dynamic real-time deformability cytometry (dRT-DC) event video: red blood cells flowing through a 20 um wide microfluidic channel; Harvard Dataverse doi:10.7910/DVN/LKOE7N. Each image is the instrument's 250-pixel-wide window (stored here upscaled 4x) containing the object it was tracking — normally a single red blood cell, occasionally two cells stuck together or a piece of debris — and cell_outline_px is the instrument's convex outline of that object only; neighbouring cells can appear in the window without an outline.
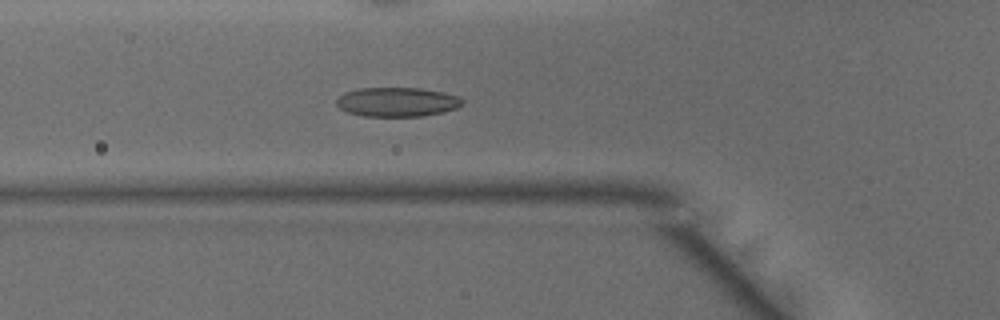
{"species": "common noctule bat (a hibernating species)", "species_latin": "Nyctalus noctula", "temperature_condition": "warm", "stored_images_in_passage": 46, "camera_frame_rate_fps": 3000, "um_per_image_px": 0.085, "animal": {"sex": "male", "body_mass_g": 15.6}, "frame": {"image": 1, "passage_image": 14, "time_ms": 4.333, "image_size_px": [1000, 320], "cell_outline_px": [[464, 104], [456, 108], [444, 112], [420, 116], [364, 116], [348, 112], [340, 108], [336, 104], [336, 100], [344, 92], [360, 88], [420, 88], [444, 92], [460, 96], [464, 100]], "centroid_in_image_um": [33.79, 8.66], "position_along_channel_um": 92.0, "area_um2": 21.56}}
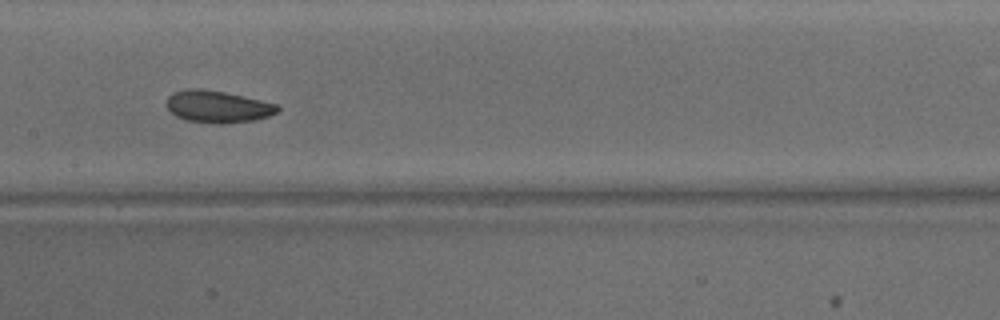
{"frame": {"image": 2, "passage_image": 21, "time_ms": 6.667, "image_size_px": [1000, 320], "cell_outline_px": [[280, 108], [276, 112], [268, 116], [252, 120], [224, 124], [216, 124], [184, 120], [176, 116], [168, 108], [168, 96], [172, 92], [188, 88], [200, 88], [224, 92], [276, 104]], "centroid_in_image_um": [18.46, 9.07], "position_along_channel_um": 188.9, "area_um2": 20.52}}
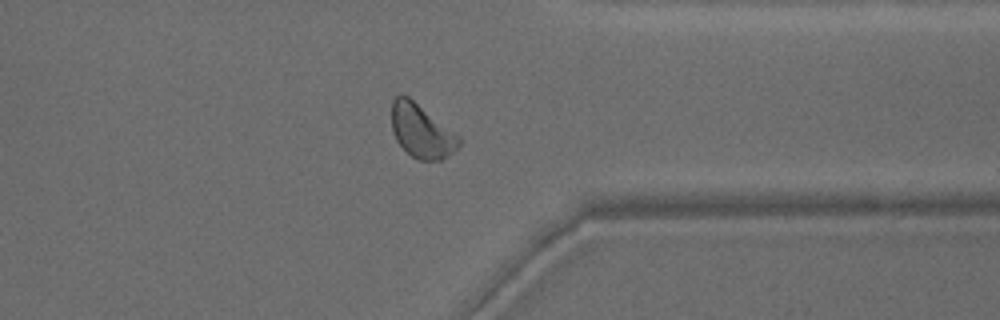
{"frame": {"image": 3, "passage_image": 35, "time_ms": 11.333, "image_size_px": [1000, 320], "cell_outline_px": [[464, 140], [448, 156], [440, 160], [420, 160], [412, 156], [396, 140], [392, 128], [392, 100], [396, 96], [408, 96], [456, 132]], "centroid_in_image_um": [35.86, 11.14], "position_along_channel_um": 375.5, "area_um2": 20.92}, "authors_computed_cell_mechanics": {"area_um2": 21.2704, "velocity_mm_per_s": 4.1225, "shape_relaxation_time_tau1_ms": 2.1593, "shape_relaxation_time_tau2_ms": 3.9832, "deformation_change_tau1": 0.0823, "deformation_change_tau2": 0.09}}